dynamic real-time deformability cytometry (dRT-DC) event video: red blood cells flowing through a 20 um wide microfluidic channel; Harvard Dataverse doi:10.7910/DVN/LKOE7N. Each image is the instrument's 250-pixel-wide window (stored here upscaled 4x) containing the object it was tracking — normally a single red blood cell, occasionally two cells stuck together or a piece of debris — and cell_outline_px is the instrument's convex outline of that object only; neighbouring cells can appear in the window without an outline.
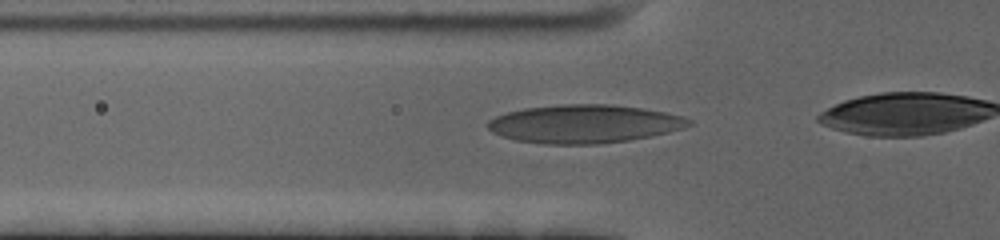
{"species": "human", "species_latin": "Homo sapiens", "temperature_condition": "cold", "stored_images_in_passage": 15, "camera_frame_rate_fps": 3000, "um_per_image_px": 0.085, "donor": {"sex": "female"}, "frame": {"image": 1, "passage_image": 9, "time_ms": 2.667, "image_size_px": [1000, 240], "cell_outline_px": [[692, 124], [684, 128], [652, 136], [628, 140], [596, 144], [544, 144], [516, 140], [492, 132], [488, 128], [488, 120], [496, 116], [508, 112], [524, 108], [560, 104], [608, 104], [640, 108], [664, 112], [684, 116], [692, 120]], "centroid_in_image_um": [49.67, 10.53], "position_along_channel_um": 76.1, "area_um2": 44.8}}
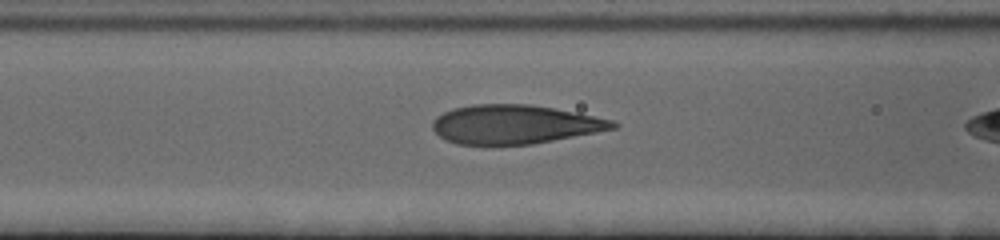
{"frame": {"image": 2, "passage_image": 13, "time_ms": 4.0, "image_size_px": [1000, 240], "cell_outline_px": [[620, 124], [616, 128], [596, 132], [532, 144], [456, 144], [444, 140], [432, 128], [432, 120], [436, 116], [452, 108], [472, 104], [528, 104], [552, 108], [612, 120]], "centroid_in_image_um": [43.69, 10.57], "position_along_channel_um": 122.9, "area_um2": 40.63}}